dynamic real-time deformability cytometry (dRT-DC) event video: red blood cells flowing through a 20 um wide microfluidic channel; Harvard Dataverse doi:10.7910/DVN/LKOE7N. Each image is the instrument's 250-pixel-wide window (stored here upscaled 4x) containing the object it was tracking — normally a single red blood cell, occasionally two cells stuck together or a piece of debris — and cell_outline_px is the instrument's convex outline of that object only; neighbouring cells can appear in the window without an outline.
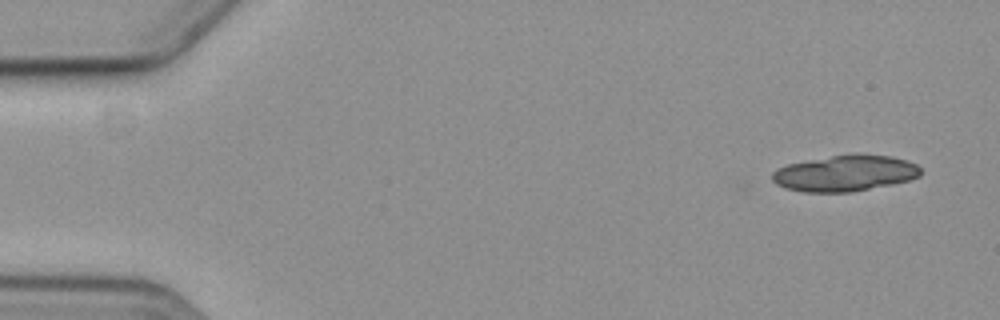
{"species": "common noctule bat (a hibernating species)", "species_latin": "Nyctalus noctula", "temperature_condition": "cold", "stored_images_in_passage": 5, "camera_frame_rate_fps": 3000, "um_per_image_px": 0.085, "animal": {"sex": "female", "body_mass_g": 19.3, "forearm_length_mm": 54.1}, "frame": {"image": 1, "passage_image": 1, "time_ms": 0.0, "image_size_px": [1000, 320], "cell_outline_px": [[920, 176], [908, 180], [892, 184], [852, 192], [804, 192], [784, 188], [776, 184], [772, 180], [772, 172], [776, 168], [788, 164], [852, 152], [860, 152], [892, 156], [908, 160], [916, 164], [920, 168]], "centroid_in_image_um": [71.83, 14.7], "position_along_channel_um": 13.2, "area_um2": 31.67}}